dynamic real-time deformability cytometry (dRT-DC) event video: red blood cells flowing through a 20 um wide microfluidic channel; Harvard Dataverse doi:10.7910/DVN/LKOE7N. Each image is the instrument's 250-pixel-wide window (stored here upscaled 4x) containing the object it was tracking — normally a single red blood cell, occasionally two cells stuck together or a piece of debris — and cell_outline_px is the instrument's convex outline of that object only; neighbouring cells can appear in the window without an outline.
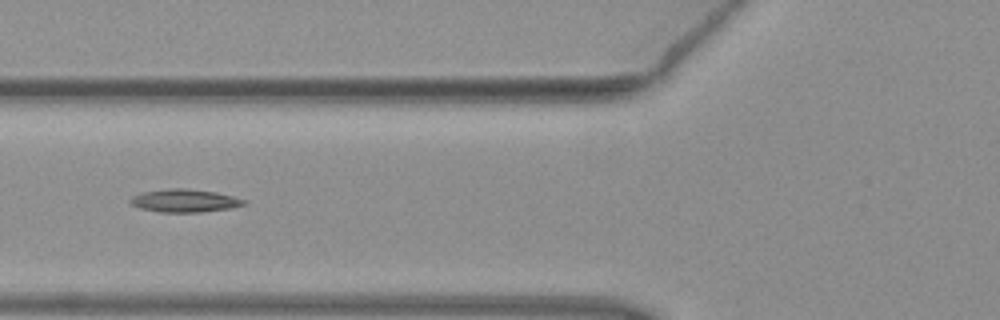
{"species": "common noctule bat (a hibernating species)", "species_latin": "Nyctalus noctula", "temperature_condition": "warm", "stored_images_in_passage": 5, "camera_frame_rate_fps": 3000, "um_per_image_px": 0.085, "animal": {"sex": "female", "body_mass_g": 19.3, "forearm_length_mm": 54.1}, "frame": {"image": 1, "passage_image": 5, "time_ms": 1.333, "image_size_px": [1000, 320], "cell_outline_px": [[248, 204], [232, 208], [200, 212], [160, 212], [140, 208], [132, 204], [128, 200], [132, 196], [144, 192], [168, 188], [184, 188], [216, 192], [248, 200]], "centroid_in_image_um": [15.74, 17.06], "position_along_channel_um": 110.1, "area_um2": 15.26}}